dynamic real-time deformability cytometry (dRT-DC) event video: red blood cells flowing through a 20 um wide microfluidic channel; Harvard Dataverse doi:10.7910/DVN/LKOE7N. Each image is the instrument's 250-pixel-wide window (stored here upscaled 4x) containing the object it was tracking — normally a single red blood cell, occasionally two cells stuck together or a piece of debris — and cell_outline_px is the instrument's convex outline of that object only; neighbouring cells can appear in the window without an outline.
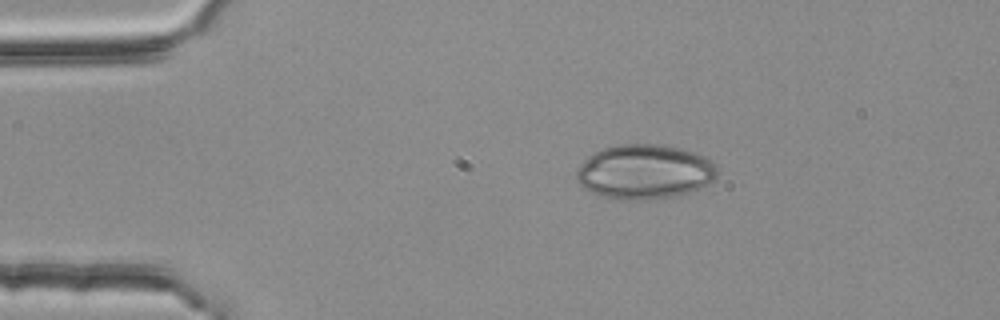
{"species": "common noctule bat (a hibernating species)", "species_latin": "Nyctalus noctula", "temperature_condition": "room temperature", "stored_images_in_passage": 3, "camera_frame_rate_fps": 3000, "um_per_image_px": 0.085, "animal": {"sex": "female", "body_mass_g": 25.1}, "frame": {"image": 1, "passage_image": 1, "time_ms": 0.0, "image_size_px": [1000, 320], "cell_outline_px": [[716, 176], [712, 184], [688, 192], [672, 196], [648, 200], [620, 200], [600, 196], [584, 188], [576, 180], [576, 172], [580, 164], [588, 156], [604, 148], [620, 144], [656, 144], [696, 152], [712, 160], [716, 168]], "centroid_in_image_um": [54.79, 14.61], "position_along_channel_um": 30.2, "area_um2": 44.91}}